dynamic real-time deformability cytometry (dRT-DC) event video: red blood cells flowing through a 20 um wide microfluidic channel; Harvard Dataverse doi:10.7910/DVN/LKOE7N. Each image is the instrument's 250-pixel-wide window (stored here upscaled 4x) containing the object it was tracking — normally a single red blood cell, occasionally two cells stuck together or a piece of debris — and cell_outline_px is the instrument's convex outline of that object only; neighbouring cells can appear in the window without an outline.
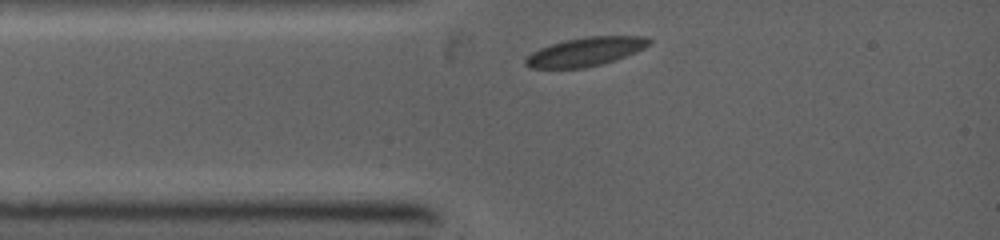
{"species": "common noctule bat (a hibernating species)", "species_latin": "Nyctalus noctula", "temperature_condition": "warm", "stored_images_in_passage": 3, "camera_frame_rate_fps": 5000, "um_per_image_px": 0.085, "animal": {"sex": "female", "body_mass_g": 19.0, "forearm_length_mm": 53.3}, "frame": {"image": 1, "passage_image": 1, "time_ms": 0.0, "image_size_px": [1000, 240], "cell_outline_px": [[652, 40], [644, 48], [636, 52], [616, 60], [584, 68], [528, 68], [524, 64], [524, 60], [532, 52], [540, 48], [564, 40], [584, 36], [644, 36]], "centroid_in_image_um": [49.75, 4.39], "position_along_channel_um": 35.2, "area_um2": 20.69}}
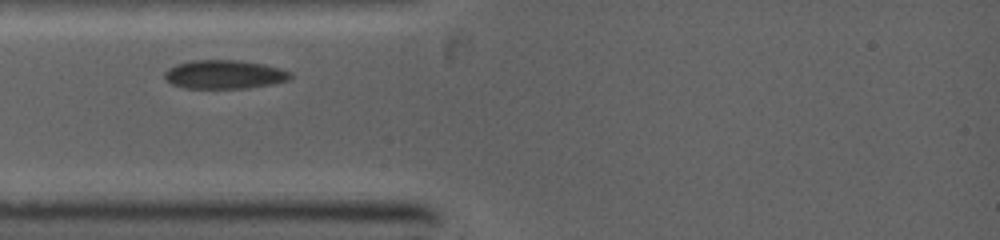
{"frame": {"image": 2, "passage_image": 2, "time_ms": 0.8, "image_size_px": [1000, 240], "cell_outline_px": [[292, 76], [288, 80], [272, 84], [248, 88], [184, 88], [172, 84], [164, 76], [164, 72], [168, 68], [176, 64], [192, 60], [240, 60], [264, 64], [280, 68], [292, 72]], "centroid_in_image_um": [19.09, 6.32], "position_along_channel_um": 65.9, "area_um2": 21.15}}